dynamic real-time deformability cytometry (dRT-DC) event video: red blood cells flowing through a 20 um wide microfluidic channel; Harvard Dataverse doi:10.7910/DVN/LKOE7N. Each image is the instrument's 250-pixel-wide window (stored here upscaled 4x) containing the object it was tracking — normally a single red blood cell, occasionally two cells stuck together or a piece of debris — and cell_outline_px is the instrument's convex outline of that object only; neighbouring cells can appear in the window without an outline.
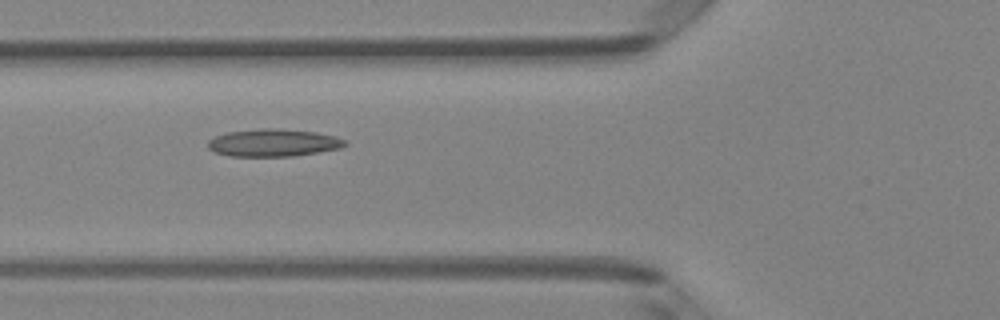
{"species": "Egyptian fruit bat (a non-hibernating species)", "species_latin": "Rousettus aegyptiacus", "temperature_condition": "room temperature", "stored_images_in_passage": 7, "camera_frame_rate_fps": 3000, "um_per_image_px": 0.085, "animal": {"sex": "female"}, "frame": {"image": 1, "passage_image": 5, "time_ms": 1.333, "image_size_px": [1000, 320], "cell_outline_px": [[348, 144], [340, 148], [292, 156], [228, 156], [212, 152], [208, 148], [208, 140], [216, 136], [228, 132], [260, 128], [272, 128], [316, 132], [336, 136], [344, 140]], "centroid_in_image_um": [23.2, 12.13], "position_along_channel_um": 102.6, "area_um2": 21.91}}
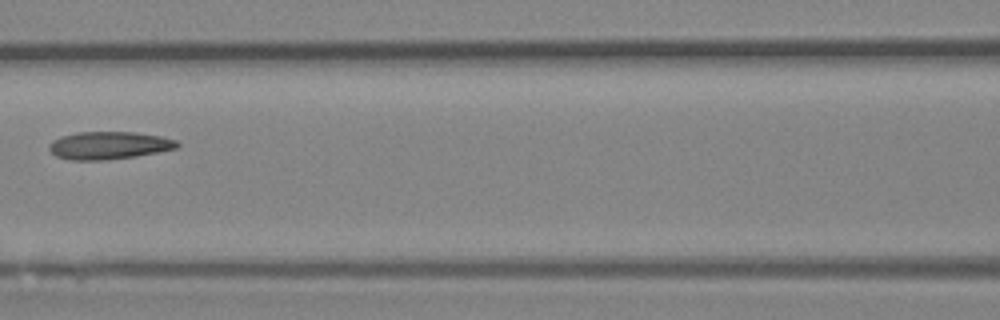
{"frame": {"image": 2, "passage_image": 6, "time_ms": 1.667, "image_size_px": [1000, 320], "cell_outline_px": [[180, 144], [176, 148], [160, 152], [136, 156], [108, 160], [68, 160], [56, 156], [48, 148], [48, 144], [52, 140], [60, 136], [76, 132], [136, 132], [160, 136], [176, 140]], "centroid_in_image_um": [9.23, 12.36], "position_along_channel_um": 157.4, "area_um2": 20.87}}
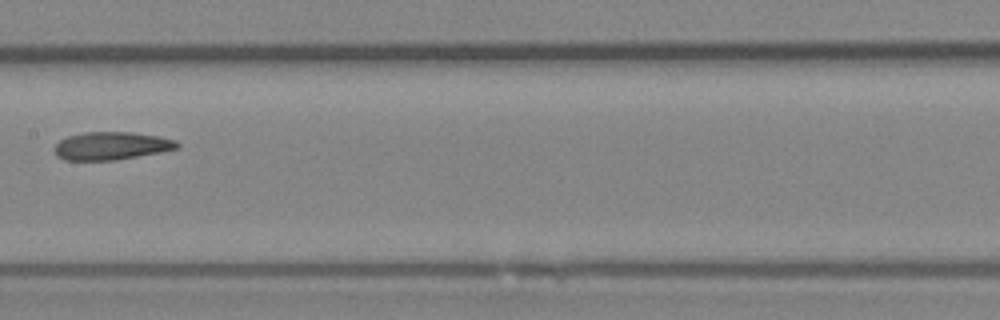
{"frame": {"image": 3, "passage_image": 7, "time_ms": 2.0, "image_size_px": [1000, 320], "cell_outline_px": [[180, 144], [176, 148], [160, 152], [116, 160], [64, 160], [56, 156], [56, 144], [60, 140], [68, 136], [84, 132], [132, 132], [156, 136], [176, 140]], "centroid_in_image_um": [9.45, 12.4], "position_along_channel_um": 197.9, "area_um2": 19.77}}